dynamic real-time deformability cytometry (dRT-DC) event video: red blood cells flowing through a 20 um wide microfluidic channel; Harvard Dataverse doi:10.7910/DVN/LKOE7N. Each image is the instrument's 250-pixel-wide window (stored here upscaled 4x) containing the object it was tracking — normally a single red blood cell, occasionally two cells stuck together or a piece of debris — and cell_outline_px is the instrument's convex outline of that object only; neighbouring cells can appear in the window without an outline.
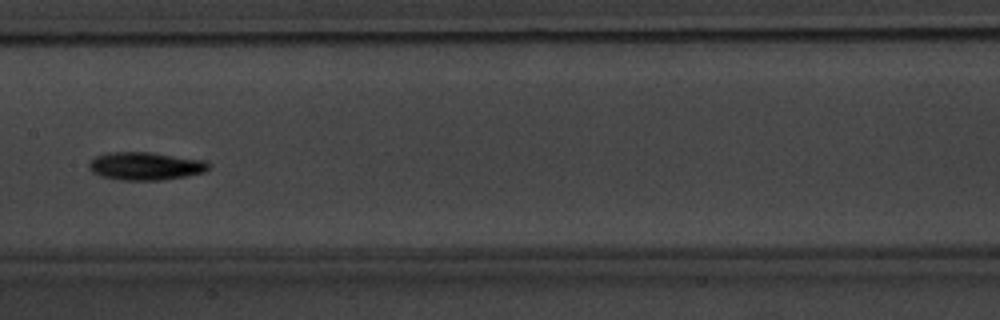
{"species": "common noctule bat (a hibernating species)", "species_latin": "Nyctalus noctula", "temperature_condition": "warm", "stored_images_in_passage": 8, "camera_frame_rate_fps": 3000, "um_per_image_px": 0.085, "animal": {"sex": "male", "body_mass_g": 20.1, "forearm_length_mm": 53.5}, "frame": {"image": 1, "passage_image": 8, "time_ms": 9.0, "image_size_px": [1000, 320], "cell_outline_px": [[212, 164], [204, 172], [184, 176], [160, 180], [120, 180], [100, 176], [92, 172], [88, 168], [88, 164], [96, 156], [108, 152], [152, 152], [208, 160]], "centroid_in_image_um": [12.38, 14.1], "position_along_channel_um": 195.0, "area_um2": 19.71}}